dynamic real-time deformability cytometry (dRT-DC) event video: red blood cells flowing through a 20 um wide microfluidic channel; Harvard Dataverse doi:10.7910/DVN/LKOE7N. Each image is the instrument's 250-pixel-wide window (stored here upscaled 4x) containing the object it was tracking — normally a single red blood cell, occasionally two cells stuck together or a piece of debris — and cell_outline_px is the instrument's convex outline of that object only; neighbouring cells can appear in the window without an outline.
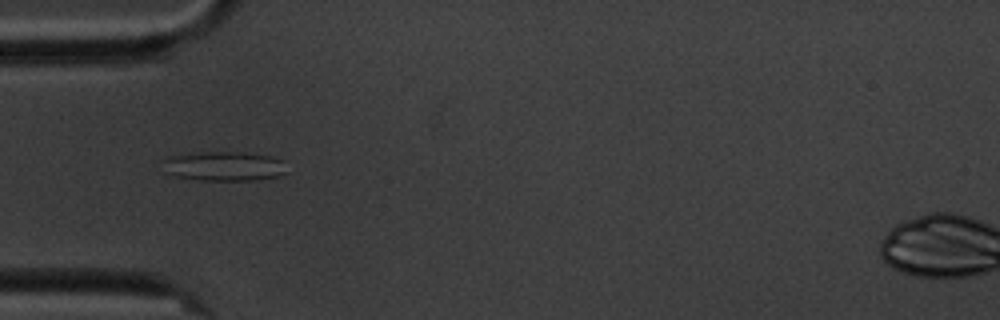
{"species": "common noctule bat (a hibernating species)", "species_latin": "Nyctalus noctula", "temperature_condition": "cold", "stored_images_in_passage": 6, "camera_frame_rate_fps": 3000, "um_per_image_px": 0.085, "animal": {"sex": "male", "body_mass_g": 20.1, "forearm_length_mm": 53.5}, "frame": {"image": 1, "passage_image": 5, "time_ms": 4.667, "image_size_px": [1000, 320], "cell_outline_px": [[288, 172], [276, 176], [256, 180], [200, 180], [172, 176], [164, 172], [164, 160], [168, 156], [200, 152], [244, 152], [268, 156], [284, 160]], "centroid_in_image_um": [19.04, 14.13], "position_along_channel_um": 66.0, "area_um2": 21.44}}
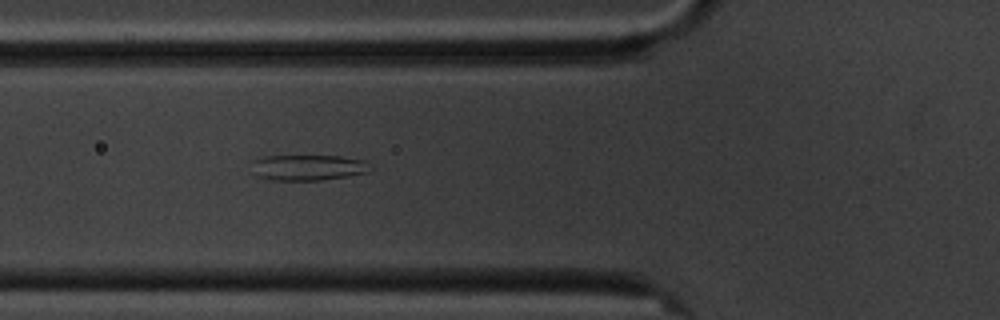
{"frame": {"image": 2, "passage_image": 6, "time_ms": 5.667, "image_size_px": [1000, 320], "cell_outline_px": [[372, 168], [368, 172], [348, 176], [320, 180], [272, 180], [256, 176], [252, 172], [248, 160], [260, 156], [340, 156], [364, 160]], "centroid_in_image_um": [26.07, 14.23], "position_along_channel_um": 99.7, "area_um2": 18.15}}